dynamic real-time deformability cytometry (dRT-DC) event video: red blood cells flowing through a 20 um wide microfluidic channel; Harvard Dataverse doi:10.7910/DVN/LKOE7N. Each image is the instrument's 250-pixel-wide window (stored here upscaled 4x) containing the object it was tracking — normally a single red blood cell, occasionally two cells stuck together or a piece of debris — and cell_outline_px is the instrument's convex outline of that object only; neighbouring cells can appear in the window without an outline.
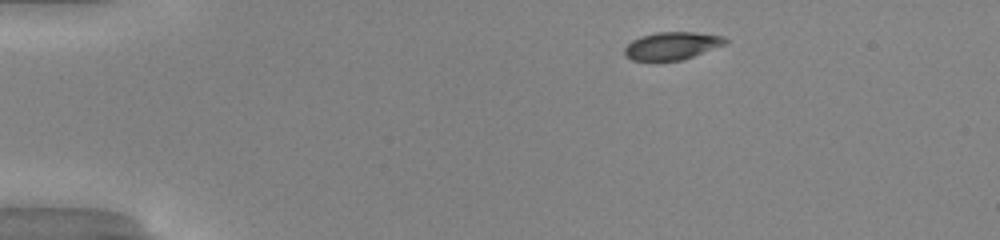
{"species": "common noctule bat (a hibernating species)", "species_latin": "Nyctalus noctula", "temperature_condition": "warm", "stored_images_in_passage": 46, "camera_frame_rate_fps": 3000, "um_per_image_px": 0.085, "animal": {"sex": "male", "body_mass_g": 20.0, "forearm_length_mm": 53.3}, "frame": {"image": 1, "passage_image": 4, "time_ms": 1.0, "image_size_px": [1000, 240], "cell_outline_px": [[728, 40], [724, 44], [692, 56], [680, 60], [632, 60], [624, 56], [624, 48], [632, 40], [656, 32], [696, 32], [724, 36]], "centroid_in_image_um": [57.09, 3.88], "position_along_channel_um": 27.9, "area_um2": 15.95}}
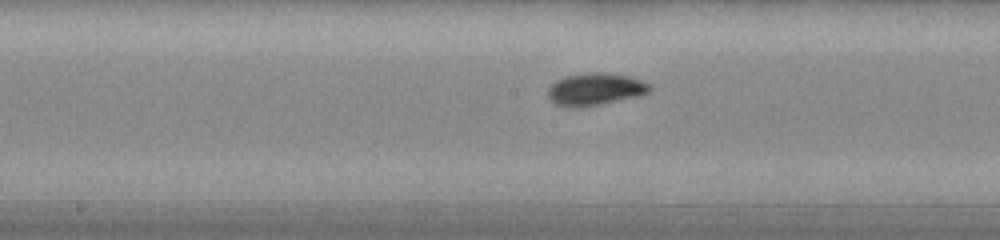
{"frame": {"image": 2, "passage_image": 22, "time_ms": 7.0, "image_size_px": [1000, 240], "cell_outline_px": [[652, 88], [648, 92], [636, 96], [600, 104], [580, 108], [572, 108], [556, 104], [548, 96], [548, 88], [556, 80], [564, 76], [588, 72], [604, 72], [628, 76], [640, 80], [648, 84]], "centroid_in_image_um": [50.55, 7.57], "position_along_channel_um": 197.7, "area_um2": 19.02}}
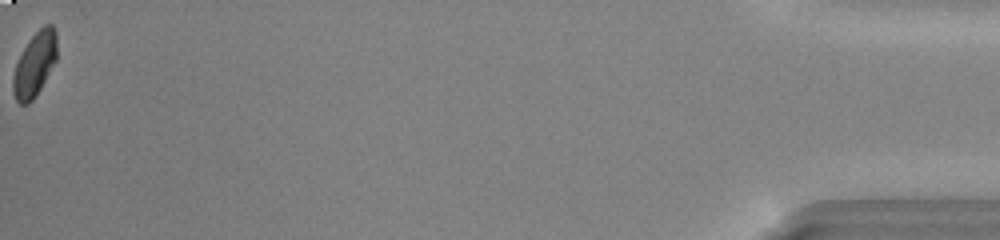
{"frame": {"image": 3, "passage_image": 46, "time_ms": 15.0, "image_size_px": [1000, 240], "cell_outline_px": [[56, 60], [40, 88], [32, 100], [28, 104], [20, 104], [16, 100], [12, 92], [12, 76], [16, 64], [28, 40], [44, 24], [52, 24], [56, 32]], "centroid_in_image_um": [2.93, 5.46], "position_along_channel_um": 432.3, "area_um2": 16.24}, "authors_computed_cell_mechanics": {"area_um2": 17.1666, "velocity_mm_per_s": 4.1088, "shape_relaxation_time_tau1_ms": 1.7718, "shape_relaxation_time_tau2_ms": null, "deformation_change_tau1": 0.1242, "deformation_change_tau2": null}}